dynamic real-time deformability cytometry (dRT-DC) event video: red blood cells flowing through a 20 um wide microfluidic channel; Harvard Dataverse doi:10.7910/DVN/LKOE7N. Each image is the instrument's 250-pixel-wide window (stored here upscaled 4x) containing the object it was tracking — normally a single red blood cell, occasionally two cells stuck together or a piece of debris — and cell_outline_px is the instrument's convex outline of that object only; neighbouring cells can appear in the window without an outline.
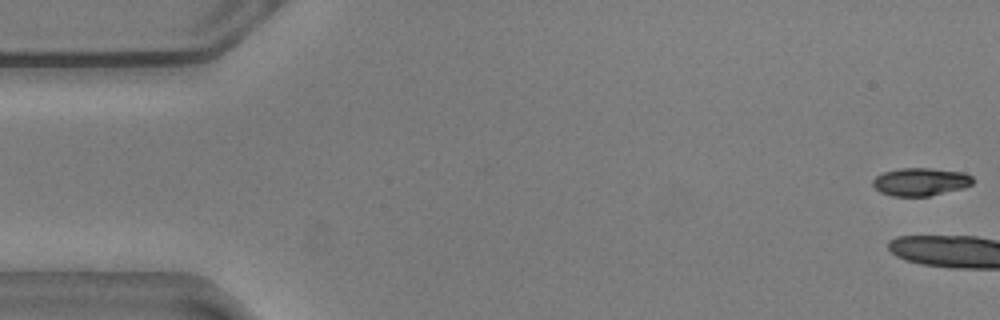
{"species": "common noctule bat (a hibernating species)", "species_latin": "Nyctalus noctula", "temperature_condition": "warm", "stored_images_in_passage": 4, "camera_frame_rate_fps": 3000, "um_per_image_px": 0.085, "animal": {"sex": "male", "body_mass_g": 20.5, "forearm_length_mm": 52.5}, "frame": {"image": 1, "passage_image": 1, "time_ms": 0.0, "image_size_px": [1000, 320], "cell_outline_px": [[972, 184], [964, 188], [928, 196], [892, 196], [880, 192], [872, 184], [872, 180], [876, 176], [884, 172], [900, 168], [932, 168], [964, 172], [972, 176]], "centroid_in_image_um": [78.24, 15.45], "position_along_channel_um": 6.8, "area_um2": 16.3}}